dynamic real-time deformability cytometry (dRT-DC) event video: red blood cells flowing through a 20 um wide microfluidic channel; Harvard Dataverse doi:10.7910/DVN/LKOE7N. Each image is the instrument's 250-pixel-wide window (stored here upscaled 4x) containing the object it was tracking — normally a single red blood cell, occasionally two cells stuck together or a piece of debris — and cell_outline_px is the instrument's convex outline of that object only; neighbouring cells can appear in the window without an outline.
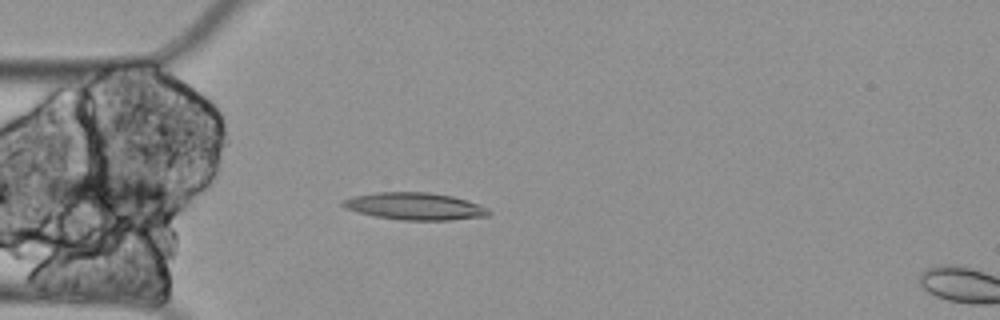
{"species": "Egyptian fruit bat (a non-hibernating species)", "species_latin": "Rousettus aegyptiacus", "temperature_condition": "cold", "stored_images_in_passage": 44, "camera_frame_rate_fps": 3000, "um_per_image_px": 0.085, "animal": {"sex": "female"}, "frame": {"image": 1, "passage_image": 2, "time_ms": 0.333, "image_size_px": [1000, 320], "cell_outline_px": [[492, 212], [488, 216], [452, 220], [400, 220], [376, 216], [344, 208], [340, 204], [344, 200], [352, 196], [376, 192], [428, 192], [452, 196], [488, 208]], "centroid_in_image_um": [35.26, 17.53], "position_along_channel_um": 49.7, "area_um2": 23.0}}
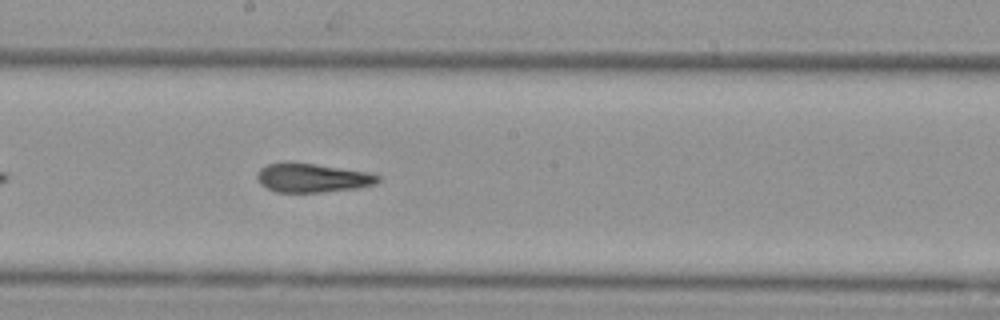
{"frame": {"image": 2, "passage_image": 18, "time_ms": 5.667, "image_size_px": [1000, 320], "cell_outline_px": [[380, 180], [376, 184], [356, 188], [320, 192], [276, 192], [260, 184], [256, 176], [260, 168], [268, 164], [288, 160], [316, 164], [368, 172], [380, 176]], "centroid_in_image_um": [26.51, 15.09], "position_along_channel_um": 221.7, "area_um2": 20.58}}
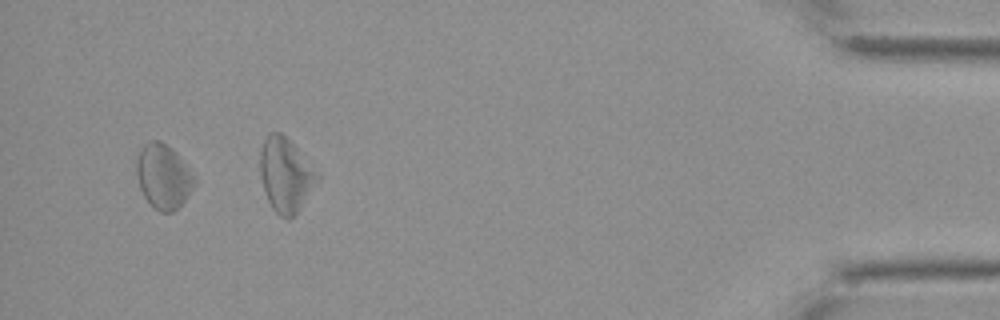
{"frame": {"image": 3, "passage_image": 41, "time_ms": 13.333, "image_size_px": [1000, 320], "cell_outline_px": [[196, 184], [184, 200], [172, 212], [160, 212], [144, 196], [140, 188], [136, 172], [136, 160], [140, 148], [148, 140], [160, 140], [176, 152], [196, 180]], "centroid_in_image_um": [13.86, 14.96], "position_along_channel_um": 421.3, "area_um2": 21.44}, "authors_computed_cell_mechanics": {"area_um2": 21.2993, "velocity_mm_per_s": 3.227, "shape_relaxation_time_tau1_ms": null, "shape_relaxation_time_tau2_ms": 7.7213, "deformation_change_tau1": null, "deformation_change_tau2": 0.1782}}